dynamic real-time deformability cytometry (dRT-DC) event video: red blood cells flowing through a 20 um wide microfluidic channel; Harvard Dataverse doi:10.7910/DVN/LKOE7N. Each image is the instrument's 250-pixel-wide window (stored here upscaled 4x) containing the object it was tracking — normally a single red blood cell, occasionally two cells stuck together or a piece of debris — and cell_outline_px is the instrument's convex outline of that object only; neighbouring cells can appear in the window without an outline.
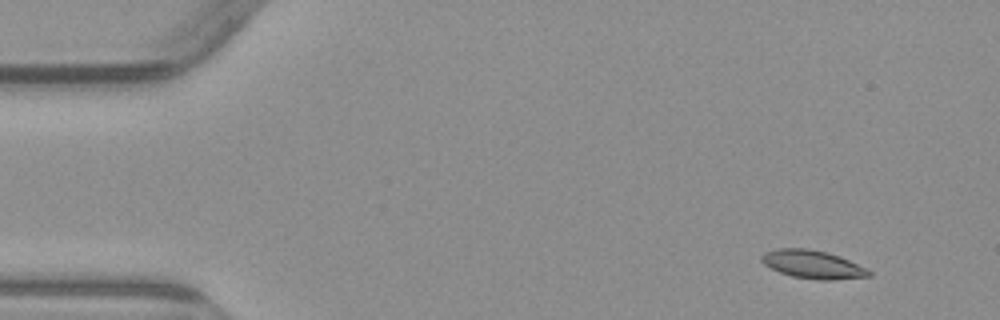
{"species": "common noctule bat (a hibernating species)", "species_latin": "Nyctalus noctula", "temperature_condition": "warm", "stored_images_in_passage": 4, "camera_frame_rate_fps": 3000, "um_per_image_px": 0.085, "animal": {"sex": "male", "body_mass_g": 23.1, "forearm_length_mm": 52.7}, "frame": {"image": 1, "passage_image": 2, "time_ms": 1.333, "image_size_px": [1000, 320], "cell_outline_px": [[872, 276], [832, 280], [816, 280], [792, 276], [780, 272], [764, 264], [760, 260], [760, 256], [764, 252], [776, 248], [808, 248], [828, 252], [840, 256], [868, 268], [872, 272]], "centroid_in_image_um": [69.1, 22.47], "position_along_channel_um": 15.9, "area_um2": 17.92}}